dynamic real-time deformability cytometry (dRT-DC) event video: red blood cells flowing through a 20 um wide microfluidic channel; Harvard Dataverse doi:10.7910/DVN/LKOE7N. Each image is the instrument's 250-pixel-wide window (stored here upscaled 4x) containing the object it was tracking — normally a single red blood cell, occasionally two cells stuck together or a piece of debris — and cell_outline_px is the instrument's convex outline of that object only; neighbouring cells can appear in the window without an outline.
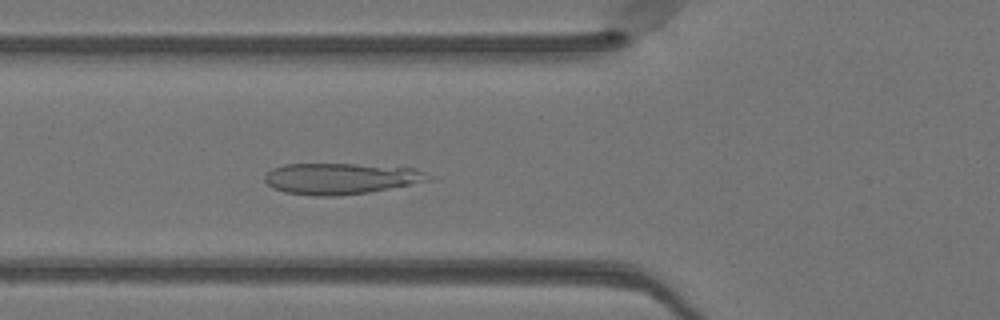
{"species": "Egyptian fruit bat (a non-hibernating species)", "species_latin": "Rousettus aegyptiacus", "temperature_condition": "warm", "stored_images_in_passage": 48, "camera_frame_rate_fps": 3000, "um_per_image_px": 0.085, "animal": {"sex": "female"}, "frame": {"image": 1, "passage_image": 17, "time_ms": 5.333, "image_size_px": [1000, 320], "cell_outline_px": [[436, 176], [428, 180], [368, 192], [336, 196], [316, 196], [284, 192], [272, 188], [264, 180], [264, 176], [272, 168], [284, 164], [352, 164], [416, 168]], "centroid_in_image_um": [28.94, 15.17], "position_along_channel_um": 96.9, "area_um2": 29.54}}
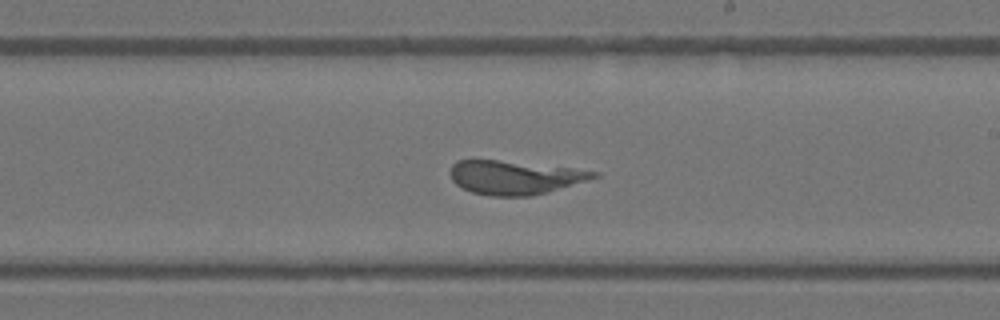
{"frame": {"image": 2, "passage_image": 28, "time_ms": 9.0, "image_size_px": [1000, 320], "cell_outline_px": [[600, 176], [548, 192], [532, 196], [492, 196], [472, 192], [456, 184], [452, 180], [448, 172], [452, 164], [456, 160], [500, 160], [572, 168], [600, 172]], "centroid_in_image_um": [43.72, 15.08], "position_along_channel_um": 245.3, "area_um2": 28.21}}
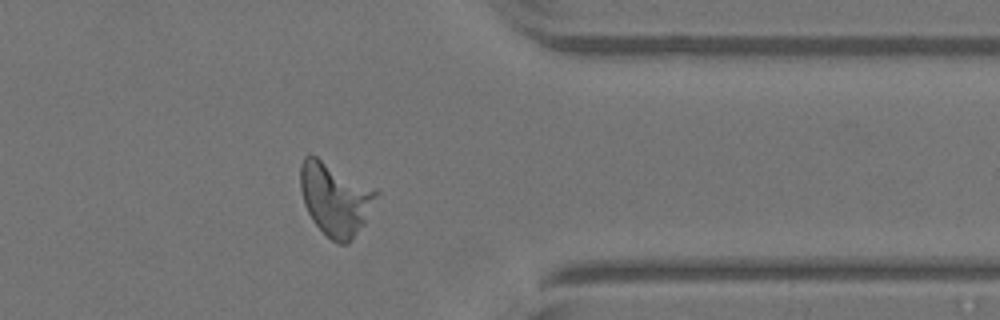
{"frame": {"image": 3, "passage_image": 39, "time_ms": 12.667, "image_size_px": [1000, 320], "cell_outline_px": [[380, 192], [364, 224], [352, 240], [348, 244], [340, 244], [332, 240], [312, 220], [304, 204], [300, 188], [300, 164], [304, 156], [316, 156]], "centroid_in_image_um": [28.48, 16.92], "position_along_channel_um": 382.9, "area_um2": 31.79}}